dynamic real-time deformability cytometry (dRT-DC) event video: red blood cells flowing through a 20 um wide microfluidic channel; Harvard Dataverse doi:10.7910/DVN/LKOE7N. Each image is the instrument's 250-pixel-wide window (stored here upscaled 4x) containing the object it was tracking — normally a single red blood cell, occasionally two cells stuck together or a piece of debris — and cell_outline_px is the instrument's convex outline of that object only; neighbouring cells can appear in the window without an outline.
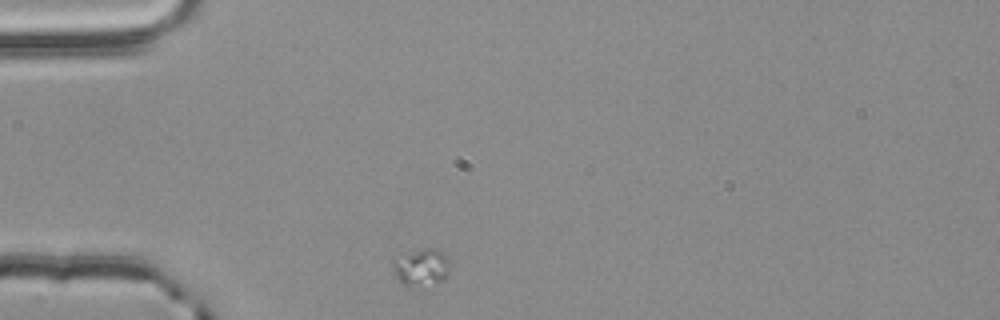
{"species": "common noctule bat (a hibernating species)", "species_latin": "Nyctalus noctula", "temperature_condition": "room temperature", "stored_images_in_passage": 33, "camera_frame_rate_fps": 3000, "um_per_image_px": 0.085, "animal": {"sex": "male", "body_mass_g": 20.4}, "frame": {"image": 1, "passage_image": 1, "time_ms": 0.0, "image_size_px": [1000, 320], "cell_outline_px": [[448, 276], [444, 280], [424, 292], [400, 284], [396, 276], [392, 264], [392, 260], [424, 248], [432, 248], [444, 252], [448, 256]], "centroid_in_image_um": [35.85, 22.85], "position_along_channel_um": 49.2, "area_um2": 13.12}}